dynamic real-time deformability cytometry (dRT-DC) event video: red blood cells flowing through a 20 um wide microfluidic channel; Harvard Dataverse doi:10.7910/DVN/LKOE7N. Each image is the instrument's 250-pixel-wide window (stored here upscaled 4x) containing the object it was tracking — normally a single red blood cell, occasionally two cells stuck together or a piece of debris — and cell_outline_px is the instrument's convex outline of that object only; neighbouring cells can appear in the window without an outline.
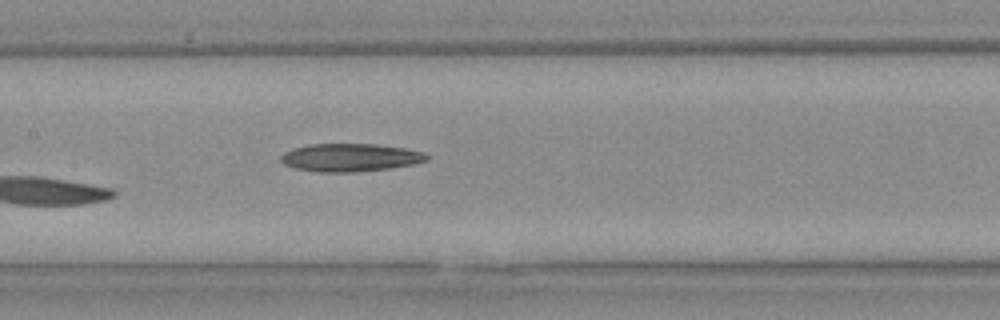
{"species": "Egyptian fruit bat (a non-hibernating species)", "species_latin": "Rousettus aegyptiacus", "temperature_condition": "warm", "stored_images_in_passage": 10, "camera_frame_rate_fps": 3000, "um_per_image_px": 0.085, "animal": {"sex": "female"}, "frame": {"image": 1, "passage_image": 10, "time_ms": 3.0, "image_size_px": [1000, 320], "cell_outline_px": [[428, 160], [412, 164], [388, 168], [352, 172], [320, 172], [296, 168], [284, 164], [280, 160], [280, 156], [284, 152], [296, 148], [312, 144], [376, 144], [404, 148], [424, 152], [428, 156]], "centroid_in_image_um": [29.77, 13.38], "position_along_channel_um": 177.6, "area_um2": 23.47}}